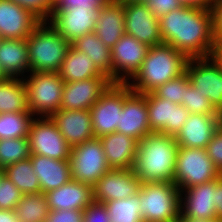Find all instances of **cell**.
Listing matches in <instances>:
<instances>
[{
    "instance_id": "8",
    "label": "cell",
    "mask_w": 222,
    "mask_h": 222,
    "mask_svg": "<svg viewBox=\"0 0 222 222\" xmlns=\"http://www.w3.org/2000/svg\"><path fill=\"white\" fill-rule=\"evenodd\" d=\"M69 163L72 179L92 187L111 169L98 137L71 147Z\"/></svg>"
},
{
    "instance_id": "28",
    "label": "cell",
    "mask_w": 222,
    "mask_h": 222,
    "mask_svg": "<svg viewBox=\"0 0 222 222\" xmlns=\"http://www.w3.org/2000/svg\"><path fill=\"white\" fill-rule=\"evenodd\" d=\"M64 82L82 81L92 77H107L94 64L88 54L76 50L72 45L59 70Z\"/></svg>"
},
{
    "instance_id": "42",
    "label": "cell",
    "mask_w": 222,
    "mask_h": 222,
    "mask_svg": "<svg viewBox=\"0 0 222 222\" xmlns=\"http://www.w3.org/2000/svg\"><path fill=\"white\" fill-rule=\"evenodd\" d=\"M144 2L158 19L184 6L180 0H145Z\"/></svg>"
},
{
    "instance_id": "16",
    "label": "cell",
    "mask_w": 222,
    "mask_h": 222,
    "mask_svg": "<svg viewBox=\"0 0 222 222\" xmlns=\"http://www.w3.org/2000/svg\"><path fill=\"white\" fill-rule=\"evenodd\" d=\"M149 127L152 132L176 135L189 118L190 112L180 104L146 93Z\"/></svg>"
},
{
    "instance_id": "9",
    "label": "cell",
    "mask_w": 222,
    "mask_h": 222,
    "mask_svg": "<svg viewBox=\"0 0 222 222\" xmlns=\"http://www.w3.org/2000/svg\"><path fill=\"white\" fill-rule=\"evenodd\" d=\"M186 73L191 85L222 115V68L213 56L189 58Z\"/></svg>"
},
{
    "instance_id": "40",
    "label": "cell",
    "mask_w": 222,
    "mask_h": 222,
    "mask_svg": "<svg viewBox=\"0 0 222 222\" xmlns=\"http://www.w3.org/2000/svg\"><path fill=\"white\" fill-rule=\"evenodd\" d=\"M205 149L208 157L214 162L216 168L222 171V124L215 131L212 140Z\"/></svg>"
},
{
    "instance_id": "50",
    "label": "cell",
    "mask_w": 222,
    "mask_h": 222,
    "mask_svg": "<svg viewBox=\"0 0 222 222\" xmlns=\"http://www.w3.org/2000/svg\"><path fill=\"white\" fill-rule=\"evenodd\" d=\"M183 222H219L217 220H191V219H183Z\"/></svg>"
},
{
    "instance_id": "35",
    "label": "cell",
    "mask_w": 222,
    "mask_h": 222,
    "mask_svg": "<svg viewBox=\"0 0 222 222\" xmlns=\"http://www.w3.org/2000/svg\"><path fill=\"white\" fill-rule=\"evenodd\" d=\"M31 156L28 138H6L0 140V169L3 170L16 162L29 159Z\"/></svg>"
},
{
    "instance_id": "30",
    "label": "cell",
    "mask_w": 222,
    "mask_h": 222,
    "mask_svg": "<svg viewBox=\"0 0 222 222\" xmlns=\"http://www.w3.org/2000/svg\"><path fill=\"white\" fill-rule=\"evenodd\" d=\"M76 50L89 55L96 67L111 80V49L95 32L85 34L71 44Z\"/></svg>"
},
{
    "instance_id": "4",
    "label": "cell",
    "mask_w": 222,
    "mask_h": 222,
    "mask_svg": "<svg viewBox=\"0 0 222 222\" xmlns=\"http://www.w3.org/2000/svg\"><path fill=\"white\" fill-rule=\"evenodd\" d=\"M26 40L30 72L58 73L71 43L47 21H41Z\"/></svg>"
},
{
    "instance_id": "44",
    "label": "cell",
    "mask_w": 222,
    "mask_h": 222,
    "mask_svg": "<svg viewBox=\"0 0 222 222\" xmlns=\"http://www.w3.org/2000/svg\"><path fill=\"white\" fill-rule=\"evenodd\" d=\"M210 10L215 42L217 45H222V0H215Z\"/></svg>"
},
{
    "instance_id": "33",
    "label": "cell",
    "mask_w": 222,
    "mask_h": 222,
    "mask_svg": "<svg viewBox=\"0 0 222 222\" xmlns=\"http://www.w3.org/2000/svg\"><path fill=\"white\" fill-rule=\"evenodd\" d=\"M33 119L30 112L0 113V140L28 137Z\"/></svg>"
},
{
    "instance_id": "36",
    "label": "cell",
    "mask_w": 222,
    "mask_h": 222,
    "mask_svg": "<svg viewBox=\"0 0 222 222\" xmlns=\"http://www.w3.org/2000/svg\"><path fill=\"white\" fill-rule=\"evenodd\" d=\"M190 84L189 76L185 72L181 76L158 86L152 93L158 98L170 100L173 103L182 105L185 89Z\"/></svg>"
},
{
    "instance_id": "2",
    "label": "cell",
    "mask_w": 222,
    "mask_h": 222,
    "mask_svg": "<svg viewBox=\"0 0 222 222\" xmlns=\"http://www.w3.org/2000/svg\"><path fill=\"white\" fill-rule=\"evenodd\" d=\"M178 149L174 135L151 132L138 141L132 170L141 183H173Z\"/></svg>"
},
{
    "instance_id": "51",
    "label": "cell",
    "mask_w": 222,
    "mask_h": 222,
    "mask_svg": "<svg viewBox=\"0 0 222 222\" xmlns=\"http://www.w3.org/2000/svg\"><path fill=\"white\" fill-rule=\"evenodd\" d=\"M5 176V173L3 170L0 171V184L2 182L3 177Z\"/></svg>"
},
{
    "instance_id": "26",
    "label": "cell",
    "mask_w": 222,
    "mask_h": 222,
    "mask_svg": "<svg viewBox=\"0 0 222 222\" xmlns=\"http://www.w3.org/2000/svg\"><path fill=\"white\" fill-rule=\"evenodd\" d=\"M30 159L42 193L57 189L72 179L69 160H56L35 154H31Z\"/></svg>"
},
{
    "instance_id": "11",
    "label": "cell",
    "mask_w": 222,
    "mask_h": 222,
    "mask_svg": "<svg viewBox=\"0 0 222 222\" xmlns=\"http://www.w3.org/2000/svg\"><path fill=\"white\" fill-rule=\"evenodd\" d=\"M36 118L31 122L27 137L31 154L56 160H69L71 146L59 132L55 123L50 117Z\"/></svg>"
},
{
    "instance_id": "15",
    "label": "cell",
    "mask_w": 222,
    "mask_h": 222,
    "mask_svg": "<svg viewBox=\"0 0 222 222\" xmlns=\"http://www.w3.org/2000/svg\"><path fill=\"white\" fill-rule=\"evenodd\" d=\"M116 132L141 141L152 131L149 127L146 94L136 93L124 83V104Z\"/></svg>"
},
{
    "instance_id": "17",
    "label": "cell",
    "mask_w": 222,
    "mask_h": 222,
    "mask_svg": "<svg viewBox=\"0 0 222 222\" xmlns=\"http://www.w3.org/2000/svg\"><path fill=\"white\" fill-rule=\"evenodd\" d=\"M141 182L132 169H110L93 186V200L106 203L138 194Z\"/></svg>"
},
{
    "instance_id": "39",
    "label": "cell",
    "mask_w": 222,
    "mask_h": 222,
    "mask_svg": "<svg viewBox=\"0 0 222 222\" xmlns=\"http://www.w3.org/2000/svg\"><path fill=\"white\" fill-rule=\"evenodd\" d=\"M29 10L40 21H47L54 10L55 0H12Z\"/></svg>"
},
{
    "instance_id": "13",
    "label": "cell",
    "mask_w": 222,
    "mask_h": 222,
    "mask_svg": "<svg viewBox=\"0 0 222 222\" xmlns=\"http://www.w3.org/2000/svg\"><path fill=\"white\" fill-rule=\"evenodd\" d=\"M125 34L149 47L163 43L159 19L143 1L123 2Z\"/></svg>"
},
{
    "instance_id": "53",
    "label": "cell",
    "mask_w": 222,
    "mask_h": 222,
    "mask_svg": "<svg viewBox=\"0 0 222 222\" xmlns=\"http://www.w3.org/2000/svg\"><path fill=\"white\" fill-rule=\"evenodd\" d=\"M6 76L4 75V73L2 72L1 68H0V80L4 79Z\"/></svg>"
},
{
    "instance_id": "47",
    "label": "cell",
    "mask_w": 222,
    "mask_h": 222,
    "mask_svg": "<svg viewBox=\"0 0 222 222\" xmlns=\"http://www.w3.org/2000/svg\"><path fill=\"white\" fill-rule=\"evenodd\" d=\"M184 6L210 9L215 0H180Z\"/></svg>"
},
{
    "instance_id": "32",
    "label": "cell",
    "mask_w": 222,
    "mask_h": 222,
    "mask_svg": "<svg viewBox=\"0 0 222 222\" xmlns=\"http://www.w3.org/2000/svg\"><path fill=\"white\" fill-rule=\"evenodd\" d=\"M5 176L25 194L41 192L37 175L33 171L31 159H26L9 165L3 169Z\"/></svg>"
},
{
    "instance_id": "3",
    "label": "cell",
    "mask_w": 222,
    "mask_h": 222,
    "mask_svg": "<svg viewBox=\"0 0 222 222\" xmlns=\"http://www.w3.org/2000/svg\"><path fill=\"white\" fill-rule=\"evenodd\" d=\"M188 60L184 53L167 43L154 45L149 47L142 66L126 84L136 93L152 92L158 86L184 74Z\"/></svg>"
},
{
    "instance_id": "7",
    "label": "cell",
    "mask_w": 222,
    "mask_h": 222,
    "mask_svg": "<svg viewBox=\"0 0 222 222\" xmlns=\"http://www.w3.org/2000/svg\"><path fill=\"white\" fill-rule=\"evenodd\" d=\"M218 178H220V171L208 157L205 148L179 147L173 183L180 192Z\"/></svg>"
},
{
    "instance_id": "31",
    "label": "cell",
    "mask_w": 222,
    "mask_h": 222,
    "mask_svg": "<svg viewBox=\"0 0 222 222\" xmlns=\"http://www.w3.org/2000/svg\"><path fill=\"white\" fill-rule=\"evenodd\" d=\"M15 213L19 222H45L49 207L42 192L25 194L17 203Z\"/></svg>"
},
{
    "instance_id": "48",
    "label": "cell",
    "mask_w": 222,
    "mask_h": 222,
    "mask_svg": "<svg viewBox=\"0 0 222 222\" xmlns=\"http://www.w3.org/2000/svg\"><path fill=\"white\" fill-rule=\"evenodd\" d=\"M0 222H19L15 210L0 209Z\"/></svg>"
},
{
    "instance_id": "49",
    "label": "cell",
    "mask_w": 222,
    "mask_h": 222,
    "mask_svg": "<svg viewBox=\"0 0 222 222\" xmlns=\"http://www.w3.org/2000/svg\"><path fill=\"white\" fill-rule=\"evenodd\" d=\"M212 56L217 60L222 68V45H217L214 49Z\"/></svg>"
},
{
    "instance_id": "45",
    "label": "cell",
    "mask_w": 222,
    "mask_h": 222,
    "mask_svg": "<svg viewBox=\"0 0 222 222\" xmlns=\"http://www.w3.org/2000/svg\"><path fill=\"white\" fill-rule=\"evenodd\" d=\"M111 0H55L54 10H63L68 7L86 6V5H102Z\"/></svg>"
},
{
    "instance_id": "24",
    "label": "cell",
    "mask_w": 222,
    "mask_h": 222,
    "mask_svg": "<svg viewBox=\"0 0 222 222\" xmlns=\"http://www.w3.org/2000/svg\"><path fill=\"white\" fill-rule=\"evenodd\" d=\"M99 139L111 169L133 168L138 140L119 132L100 136Z\"/></svg>"
},
{
    "instance_id": "25",
    "label": "cell",
    "mask_w": 222,
    "mask_h": 222,
    "mask_svg": "<svg viewBox=\"0 0 222 222\" xmlns=\"http://www.w3.org/2000/svg\"><path fill=\"white\" fill-rule=\"evenodd\" d=\"M123 1L111 0L98 11L95 33L110 49L125 34Z\"/></svg>"
},
{
    "instance_id": "52",
    "label": "cell",
    "mask_w": 222,
    "mask_h": 222,
    "mask_svg": "<svg viewBox=\"0 0 222 222\" xmlns=\"http://www.w3.org/2000/svg\"><path fill=\"white\" fill-rule=\"evenodd\" d=\"M120 1H123V2H135V1H141V2H143V1H145V0H120Z\"/></svg>"
},
{
    "instance_id": "12",
    "label": "cell",
    "mask_w": 222,
    "mask_h": 222,
    "mask_svg": "<svg viewBox=\"0 0 222 222\" xmlns=\"http://www.w3.org/2000/svg\"><path fill=\"white\" fill-rule=\"evenodd\" d=\"M149 46L124 34L111 48V81L127 83L142 66ZM128 77V78H127Z\"/></svg>"
},
{
    "instance_id": "5",
    "label": "cell",
    "mask_w": 222,
    "mask_h": 222,
    "mask_svg": "<svg viewBox=\"0 0 222 222\" xmlns=\"http://www.w3.org/2000/svg\"><path fill=\"white\" fill-rule=\"evenodd\" d=\"M143 222H171L180 217V190L170 182H144L138 191Z\"/></svg>"
},
{
    "instance_id": "22",
    "label": "cell",
    "mask_w": 222,
    "mask_h": 222,
    "mask_svg": "<svg viewBox=\"0 0 222 222\" xmlns=\"http://www.w3.org/2000/svg\"><path fill=\"white\" fill-rule=\"evenodd\" d=\"M50 118L71 147L95 137L90 110L60 108Z\"/></svg>"
},
{
    "instance_id": "14",
    "label": "cell",
    "mask_w": 222,
    "mask_h": 222,
    "mask_svg": "<svg viewBox=\"0 0 222 222\" xmlns=\"http://www.w3.org/2000/svg\"><path fill=\"white\" fill-rule=\"evenodd\" d=\"M124 104V83H112L90 108L95 137L114 133Z\"/></svg>"
},
{
    "instance_id": "6",
    "label": "cell",
    "mask_w": 222,
    "mask_h": 222,
    "mask_svg": "<svg viewBox=\"0 0 222 222\" xmlns=\"http://www.w3.org/2000/svg\"><path fill=\"white\" fill-rule=\"evenodd\" d=\"M24 77L29 112L34 116L50 117L61 108L64 80L59 73L29 72Z\"/></svg>"
},
{
    "instance_id": "10",
    "label": "cell",
    "mask_w": 222,
    "mask_h": 222,
    "mask_svg": "<svg viewBox=\"0 0 222 222\" xmlns=\"http://www.w3.org/2000/svg\"><path fill=\"white\" fill-rule=\"evenodd\" d=\"M102 5H86L53 10L49 24L71 44L81 36L95 32L99 8Z\"/></svg>"
},
{
    "instance_id": "20",
    "label": "cell",
    "mask_w": 222,
    "mask_h": 222,
    "mask_svg": "<svg viewBox=\"0 0 222 222\" xmlns=\"http://www.w3.org/2000/svg\"><path fill=\"white\" fill-rule=\"evenodd\" d=\"M41 21L12 0H0V38L27 39Z\"/></svg>"
},
{
    "instance_id": "29",
    "label": "cell",
    "mask_w": 222,
    "mask_h": 222,
    "mask_svg": "<svg viewBox=\"0 0 222 222\" xmlns=\"http://www.w3.org/2000/svg\"><path fill=\"white\" fill-rule=\"evenodd\" d=\"M29 112L27 89L22 78L0 80V113Z\"/></svg>"
},
{
    "instance_id": "34",
    "label": "cell",
    "mask_w": 222,
    "mask_h": 222,
    "mask_svg": "<svg viewBox=\"0 0 222 222\" xmlns=\"http://www.w3.org/2000/svg\"><path fill=\"white\" fill-rule=\"evenodd\" d=\"M104 204L111 222H143L138 194L127 199L108 201Z\"/></svg>"
},
{
    "instance_id": "41",
    "label": "cell",
    "mask_w": 222,
    "mask_h": 222,
    "mask_svg": "<svg viewBox=\"0 0 222 222\" xmlns=\"http://www.w3.org/2000/svg\"><path fill=\"white\" fill-rule=\"evenodd\" d=\"M83 222H111L104 203L93 201L83 210Z\"/></svg>"
},
{
    "instance_id": "46",
    "label": "cell",
    "mask_w": 222,
    "mask_h": 222,
    "mask_svg": "<svg viewBox=\"0 0 222 222\" xmlns=\"http://www.w3.org/2000/svg\"><path fill=\"white\" fill-rule=\"evenodd\" d=\"M215 206L217 221L222 222V179H215Z\"/></svg>"
},
{
    "instance_id": "43",
    "label": "cell",
    "mask_w": 222,
    "mask_h": 222,
    "mask_svg": "<svg viewBox=\"0 0 222 222\" xmlns=\"http://www.w3.org/2000/svg\"><path fill=\"white\" fill-rule=\"evenodd\" d=\"M45 222H83L82 210H49Z\"/></svg>"
},
{
    "instance_id": "21",
    "label": "cell",
    "mask_w": 222,
    "mask_h": 222,
    "mask_svg": "<svg viewBox=\"0 0 222 222\" xmlns=\"http://www.w3.org/2000/svg\"><path fill=\"white\" fill-rule=\"evenodd\" d=\"M222 124V115L192 114L175 135L179 147L206 148Z\"/></svg>"
},
{
    "instance_id": "23",
    "label": "cell",
    "mask_w": 222,
    "mask_h": 222,
    "mask_svg": "<svg viewBox=\"0 0 222 222\" xmlns=\"http://www.w3.org/2000/svg\"><path fill=\"white\" fill-rule=\"evenodd\" d=\"M45 194L49 210H84L93 200V187L71 179Z\"/></svg>"
},
{
    "instance_id": "19",
    "label": "cell",
    "mask_w": 222,
    "mask_h": 222,
    "mask_svg": "<svg viewBox=\"0 0 222 222\" xmlns=\"http://www.w3.org/2000/svg\"><path fill=\"white\" fill-rule=\"evenodd\" d=\"M112 83L108 77H92L82 81L65 82L61 109L90 110Z\"/></svg>"
},
{
    "instance_id": "37",
    "label": "cell",
    "mask_w": 222,
    "mask_h": 222,
    "mask_svg": "<svg viewBox=\"0 0 222 222\" xmlns=\"http://www.w3.org/2000/svg\"><path fill=\"white\" fill-rule=\"evenodd\" d=\"M182 105L192 114L221 115L210 100L191 84L185 89Z\"/></svg>"
},
{
    "instance_id": "18",
    "label": "cell",
    "mask_w": 222,
    "mask_h": 222,
    "mask_svg": "<svg viewBox=\"0 0 222 222\" xmlns=\"http://www.w3.org/2000/svg\"><path fill=\"white\" fill-rule=\"evenodd\" d=\"M179 206L182 219L217 220L215 180L194 185L181 191Z\"/></svg>"
},
{
    "instance_id": "38",
    "label": "cell",
    "mask_w": 222,
    "mask_h": 222,
    "mask_svg": "<svg viewBox=\"0 0 222 222\" xmlns=\"http://www.w3.org/2000/svg\"><path fill=\"white\" fill-rule=\"evenodd\" d=\"M23 195L14 183L4 176L0 184V209L15 210Z\"/></svg>"
},
{
    "instance_id": "27",
    "label": "cell",
    "mask_w": 222,
    "mask_h": 222,
    "mask_svg": "<svg viewBox=\"0 0 222 222\" xmlns=\"http://www.w3.org/2000/svg\"><path fill=\"white\" fill-rule=\"evenodd\" d=\"M0 68L6 77L13 78L30 71L26 39L0 40Z\"/></svg>"
},
{
    "instance_id": "1",
    "label": "cell",
    "mask_w": 222,
    "mask_h": 222,
    "mask_svg": "<svg viewBox=\"0 0 222 222\" xmlns=\"http://www.w3.org/2000/svg\"><path fill=\"white\" fill-rule=\"evenodd\" d=\"M163 43L188 58L212 56L217 44L210 9L183 6L159 18Z\"/></svg>"
},
{
    "instance_id": "54",
    "label": "cell",
    "mask_w": 222,
    "mask_h": 222,
    "mask_svg": "<svg viewBox=\"0 0 222 222\" xmlns=\"http://www.w3.org/2000/svg\"><path fill=\"white\" fill-rule=\"evenodd\" d=\"M171 222H183V219H182L181 217H179L178 219L173 220V221H171Z\"/></svg>"
}]
</instances>
